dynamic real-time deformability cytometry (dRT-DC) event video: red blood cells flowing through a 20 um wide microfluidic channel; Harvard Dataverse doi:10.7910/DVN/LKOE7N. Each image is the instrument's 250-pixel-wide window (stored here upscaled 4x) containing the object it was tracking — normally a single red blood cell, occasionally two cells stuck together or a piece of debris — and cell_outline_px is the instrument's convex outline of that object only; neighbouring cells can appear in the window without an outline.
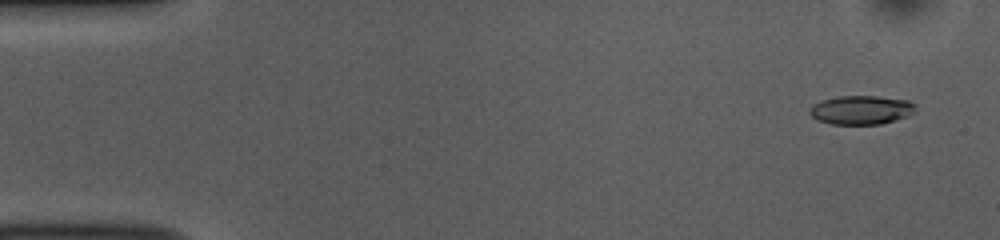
{"species": "common noctule bat (a hibernating species)", "species_latin": "Nyctalus noctula", "temperature_condition": "room temperature", "stored_images_in_passage": 52, "camera_frame_rate_fps": 3000, "um_per_image_px": 0.085, "animal": {"sex": "female", "body_mass_g": 10.0, "forearm_length_mm": 53.1}, "frame": {"image": 1, "passage_image": 3, "time_ms": 0.667, "image_size_px": [1000, 240], "cell_outline_px": [[916, 112], [908, 116], [880, 124], [832, 124], [816, 120], [808, 112], [808, 108], [812, 104], [820, 100], [840, 96], [876, 96], [908, 100], [916, 104]], "centroid_in_image_um": [73.18, 9.34], "position_along_channel_um": 11.8, "area_um2": 18.03}}
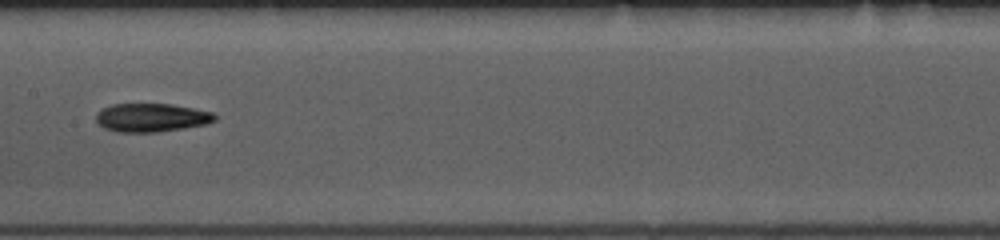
{"frame": {"image": 2, "passage_image": 26, "time_ms": 8.333, "image_size_px": [1000, 240], "cell_outline_px": [[216, 120], [208, 124], [184, 128], [156, 132], [116, 132], [104, 128], [96, 120], [96, 112], [112, 104], [172, 104], [212, 112], [216, 116]], "centroid_in_image_um": [12.87, 10.0], "position_along_channel_um": 194.5, "area_um2": 19.71}}
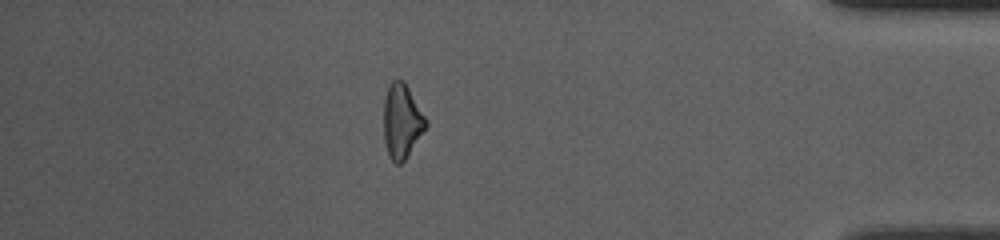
{"frame": {"image": 3, "passage_image": 45, "time_ms": 14.667, "image_size_px": [1000, 240], "cell_outline_px": [[428, 124], [404, 160], [400, 164], [396, 164], [388, 156], [384, 140], [384, 100], [388, 84], [396, 76], [404, 80], [428, 120]], "centroid_in_image_um": [34.14, 10.23], "position_along_channel_um": 401.1, "area_um2": 18.44}, "authors_computed_cell_mechanics": {"area_um2": 18.7561, "velocity_mm_per_s": 3.8926, "shape_relaxation_time_tau1_ms": 10.5622, "shape_relaxation_time_tau2_ms": null, "deformation_change_tau1": 0.2601, "deformation_change_tau2": null}}